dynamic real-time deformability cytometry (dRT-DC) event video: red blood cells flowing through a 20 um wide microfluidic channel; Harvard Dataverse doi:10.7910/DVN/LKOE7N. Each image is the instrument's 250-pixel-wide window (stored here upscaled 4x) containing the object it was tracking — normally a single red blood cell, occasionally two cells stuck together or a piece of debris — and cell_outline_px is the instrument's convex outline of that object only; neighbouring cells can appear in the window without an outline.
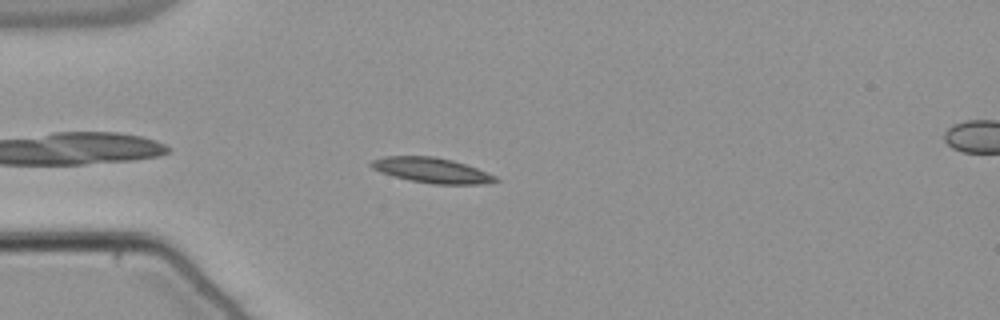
{"species": "common noctule bat (a hibernating species)", "species_latin": "Nyctalus noctula", "temperature_condition": "warm", "stored_images_in_passage": 44, "camera_frame_rate_fps": 3000, "um_per_image_px": 0.085, "animal": {"sex": "male", "body_mass_g": 21.5, "forearm_length_mm": 52.0}, "frame": {"image": 1, "passage_image": 5, "time_ms": 1.333, "image_size_px": [1000, 320], "cell_outline_px": [[500, 180], [484, 184], [432, 184], [408, 180], [392, 176], [380, 172], [372, 168], [368, 164], [372, 160], [384, 156], [432, 156], [452, 160], [476, 168], [496, 176]], "centroid_in_image_um": [36.65, 14.48], "position_along_channel_um": 48.3, "area_um2": 18.26}}
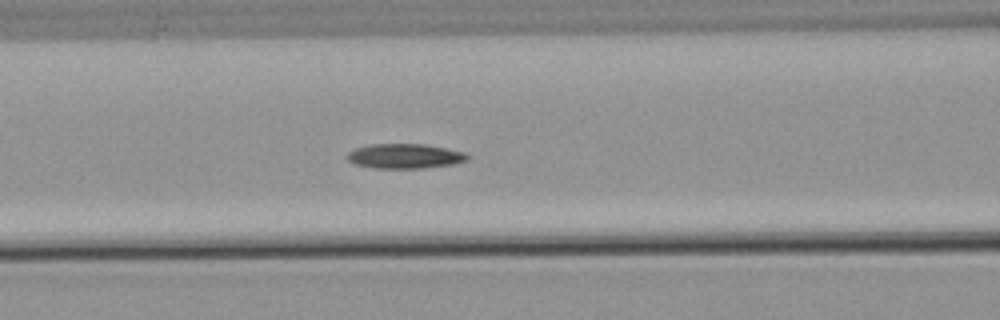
{"frame": {"image": 2, "passage_image": 13, "time_ms": 4.0, "image_size_px": [1000, 320], "cell_outline_px": [[468, 160], [456, 164], [420, 168], [376, 168], [356, 164], [348, 160], [344, 156], [348, 152], [356, 148], [368, 144], [424, 144], [464, 152], [468, 156]], "centroid_in_image_um": [34.39, 13.27], "position_along_channel_um": 132.2, "area_um2": 17.28}}
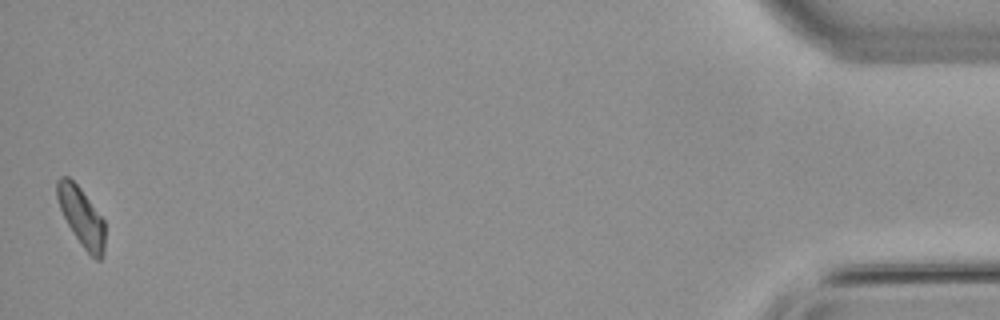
{"frame": {"image": 3, "passage_image": 44, "time_ms": 14.333, "image_size_px": [1000, 320], "cell_outline_px": [[104, 252], [100, 260], [96, 260], [84, 248], [68, 224], [60, 208], [56, 196], [56, 180], [60, 176], [68, 176], [80, 188], [104, 220]], "centroid_in_image_um": [6.91, 18.39], "position_along_channel_um": 428.3, "area_um2": 16.07}}